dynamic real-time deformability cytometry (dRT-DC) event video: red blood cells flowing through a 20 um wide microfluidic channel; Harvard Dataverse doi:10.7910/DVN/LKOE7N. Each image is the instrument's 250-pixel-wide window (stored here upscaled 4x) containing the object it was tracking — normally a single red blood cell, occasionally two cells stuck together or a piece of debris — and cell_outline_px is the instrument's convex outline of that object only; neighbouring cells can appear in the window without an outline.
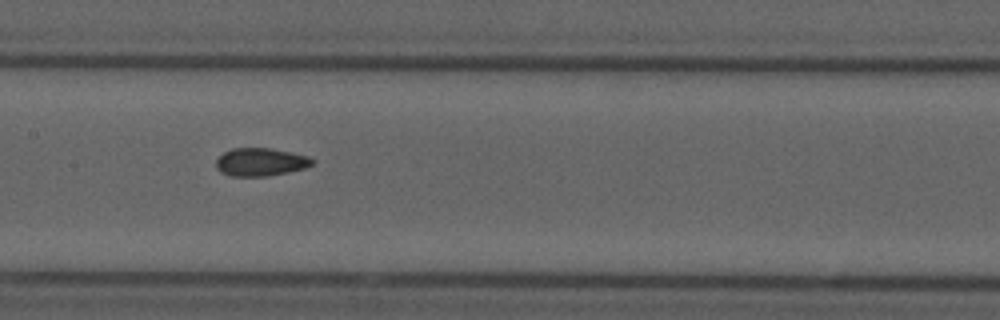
{"species": "common noctule bat (a hibernating species)", "species_latin": "Nyctalus noctula", "temperature_condition": "cold", "stored_images_in_passage": 13, "camera_frame_rate_fps": 3000, "um_per_image_px": 0.085, "animal": {"sex": "male", "forearm_length_mm": 52.5}, "frame": {"image": 1, "passage_image": 6, "time_ms": 5.667, "image_size_px": [1000, 320], "cell_outline_px": [[316, 160], [312, 164], [304, 168], [288, 172], [268, 176], [228, 176], [220, 172], [216, 168], [216, 160], [224, 152], [232, 148], [272, 148], [308, 156]], "centroid_in_image_um": [22.13, 13.77], "position_along_channel_um": 185.3, "area_um2": 15.78}}
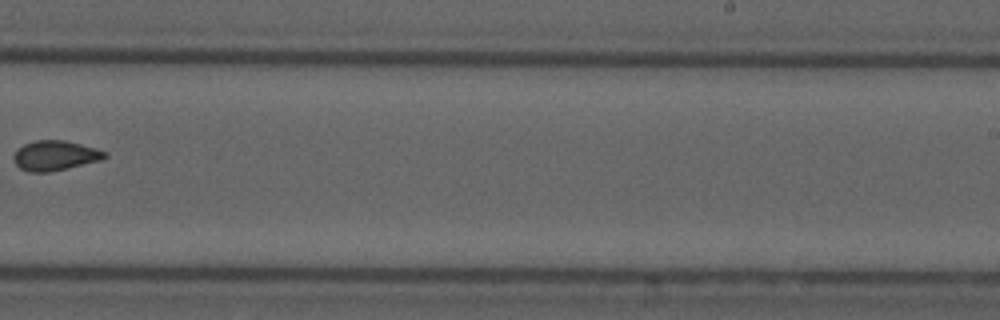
{"frame": {"image": 2, "passage_image": 8, "time_ms": 8.333, "image_size_px": [1000, 320], "cell_outline_px": [[108, 156], [100, 160], [48, 172], [28, 172], [20, 168], [12, 160], [12, 156], [24, 144], [36, 140], [64, 140], [96, 148], [108, 152]], "centroid_in_image_um": [4.67, 13.22], "position_along_channel_um": 284.3, "area_um2": 15.72}}
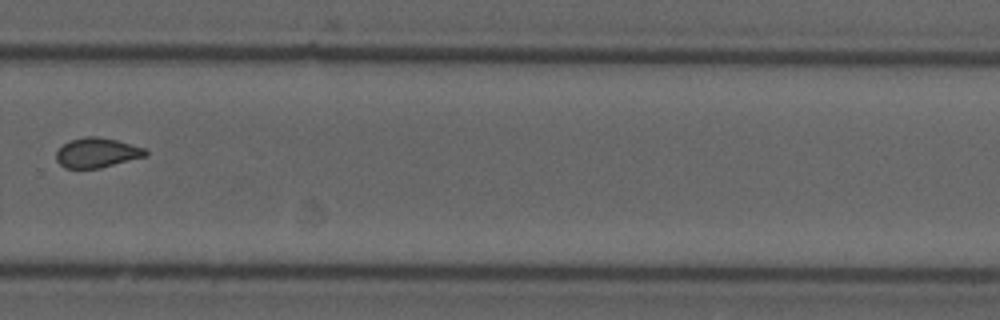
{"frame": {"image": 3, "passage_image": 9, "time_ms": 9.333, "image_size_px": [1000, 320], "cell_outline_px": [[148, 156], [100, 168], [64, 168], [56, 160], [56, 152], [68, 140], [84, 136], [100, 136], [116, 140], [144, 148], [148, 152]], "centroid_in_image_um": [8.24, 12.98], "position_along_channel_um": 321.6, "area_um2": 15.61}}